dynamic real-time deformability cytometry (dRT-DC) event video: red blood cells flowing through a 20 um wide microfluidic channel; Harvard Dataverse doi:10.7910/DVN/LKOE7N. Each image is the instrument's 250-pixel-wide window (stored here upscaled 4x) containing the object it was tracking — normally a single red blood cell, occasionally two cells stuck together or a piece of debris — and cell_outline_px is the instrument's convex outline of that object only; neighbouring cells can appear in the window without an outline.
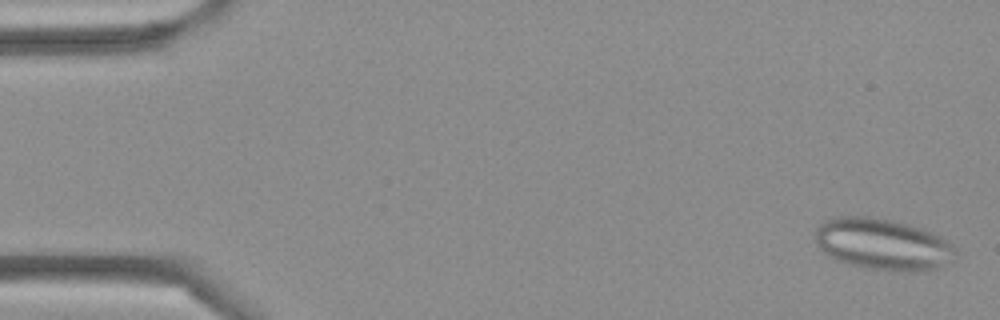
{"species": "Egyptian fruit bat (a non-hibernating species)", "species_latin": "Rousettus aegyptiacus", "temperature_condition": "cold", "stored_images_in_passage": 4, "camera_frame_rate_fps": 3000, "um_per_image_px": 0.085, "frame": {"image": 1, "passage_image": 1, "time_ms": 0.0, "image_size_px": [1000, 320], "cell_outline_px": [[956, 260], [936, 268], [924, 272], [896, 272], [864, 268], [848, 264], [836, 260], [828, 256], [820, 248], [816, 240], [816, 228], [820, 224], [832, 216], [868, 216], [908, 224], [920, 228], [940, 236], [952, 244], [956, 248]], "centroid_in_image_um": [75.06, 20.79], "position_along_channel_um": 9.9, "area_um2": 42.6}}